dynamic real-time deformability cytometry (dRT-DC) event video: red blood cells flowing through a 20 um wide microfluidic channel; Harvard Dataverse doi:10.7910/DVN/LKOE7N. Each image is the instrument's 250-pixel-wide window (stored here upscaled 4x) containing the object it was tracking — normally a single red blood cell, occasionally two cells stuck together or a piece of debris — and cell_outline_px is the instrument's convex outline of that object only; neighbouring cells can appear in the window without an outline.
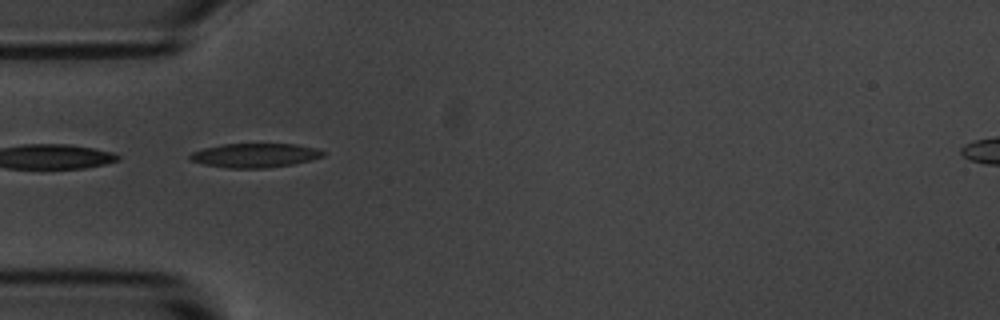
{"species": "common noctule bat (a hibernating species)", "species_latin": "Nyctalus noctula", "temperature_condition": "room temperature", "stored_images_in_passage": 5, "camera_frame_rate_fps": 3000, "um_per_image_px": 0.085, "animal": {"sex": "male", "body_mass_g": 20.1, "forearm_length_mm": 53.5}, "frame": {"image": 1, "passage_image": 4, "time_ms": 3.667, "image_size_px": [1000, 320], "cell_outline_px": [[324, 156], [312, 160], [292, 164], [268, 168], [228, 168], [204, 164], [188, 160], [188, 156], [192, 152], [204, 148], [224, 144], [296, 144], [316, 148], [324, 152]], "centroid_in_image_um": [21.66, 13.21], "position_along_channel_um": 63.3, "area_um2": 18.73}}